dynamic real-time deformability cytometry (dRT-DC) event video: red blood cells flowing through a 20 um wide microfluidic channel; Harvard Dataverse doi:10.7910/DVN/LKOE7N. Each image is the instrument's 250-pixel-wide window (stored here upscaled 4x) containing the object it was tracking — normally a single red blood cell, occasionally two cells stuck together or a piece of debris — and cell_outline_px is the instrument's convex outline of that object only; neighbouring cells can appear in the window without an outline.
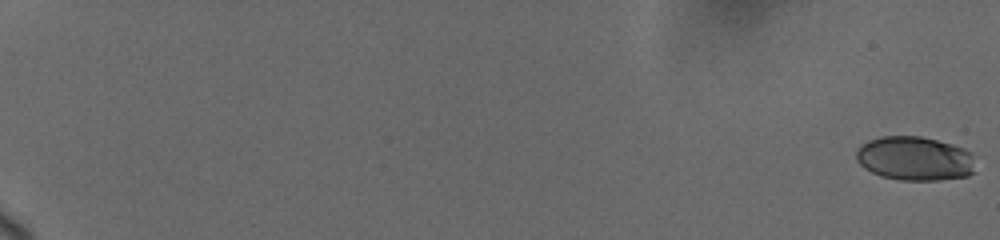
{"species": "human", "species_latin": "Homo sapiens", "temperature_condition": "cold", "stored_images_in_passage": 44, "camera_frame_rate_fps": 3000, "um_per_image_px": 0.085, "donor": {"sex": "female"}, "frame": {"image": 1, "passage_image": 1, "time_ms": 0.0, "image_size_px": [1000, 240], "cell_outline_px": [[976, 172], [968, 176], [940, 180], [900, 180], [880, 176], [864, 168], [856, 160], [856, 152], [868, 140], [880, 136], [920, 136], [952, 144], [964, 148], [972, 152]], "centroid_in_image_um": [77.79, 13.48], "position_along_channel_um": 7.2, "area_um2": 30.87}}
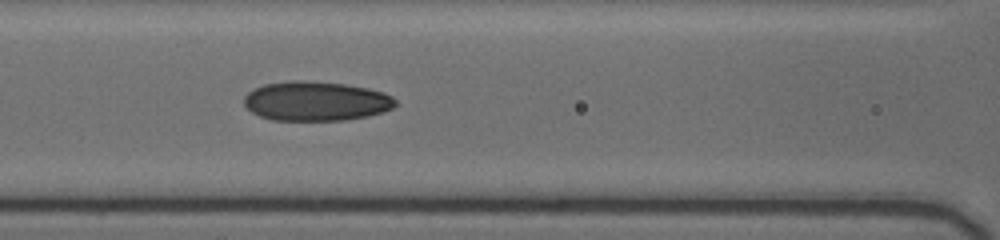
{"frame": {"image": 2, "passage_image": 26, "time_ms": 10.0, "image_size_px": [1000, 240], "cell_outline_px": [[396, 104], [392, 108], [368, 116], [344, 120], [272, 120], [260, 116], [252, 112], [244, 104], [244, 96], [248, 92], [264, 84], [292, 80], [304, 80], [344, 84], [368, 88], [384, 92], [392, 96], [396, 100]], "centroid_in_image_um": [26.85, 8.59], "position_along_channel_um": 139.7, "area_um2": 34.74}}
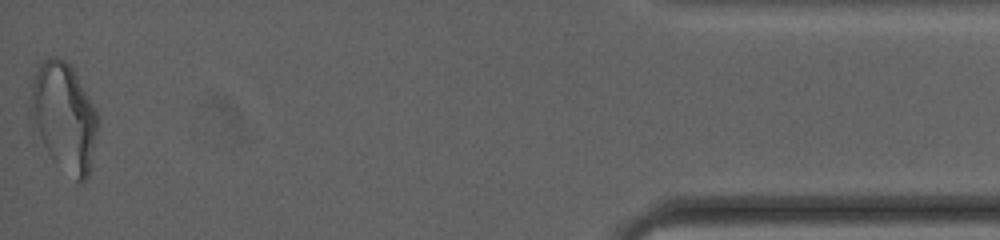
{"frame": {"image": 3, "passage_image": 44, "time_ms": 19.667, "image_size_px": [1000, 240], "cell_outline_px": [[96, 132], [88, 176], [80, 184], [52, 160], [28, 116], [28, 108], [32, 80], [40, 64], [48, 56], [60, 56], [72, 68], [96, 108]], "centroid_in_image_um": [5.39, 9.91], "position_along_channel_um": 429.8, "area_um2": 42.19}, "authors_computed_cell_mechanics": {"area_um2": 32.8304, "velocity_mm_per_s": 3.6981, "shape_relaxation_time_tau1_ms": 6.5045, "shape_relaxation_time_tau2_ms": 2.031, "deformation_change_tau1": 0.1778, "deformation_change_tau2": 0.0708}}